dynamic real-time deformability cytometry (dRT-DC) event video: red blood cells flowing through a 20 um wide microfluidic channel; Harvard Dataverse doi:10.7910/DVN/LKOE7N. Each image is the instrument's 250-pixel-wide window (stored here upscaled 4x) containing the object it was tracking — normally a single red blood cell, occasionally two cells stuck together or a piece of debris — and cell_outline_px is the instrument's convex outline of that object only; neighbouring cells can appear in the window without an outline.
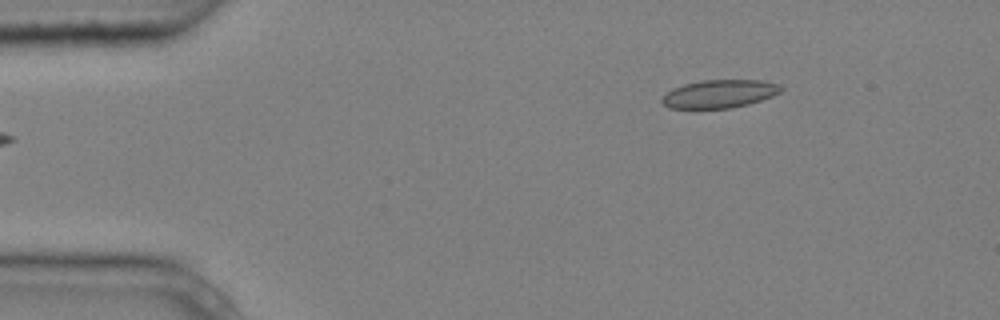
{"species": "common noctule bat (a hibernating species)", "species_latin": "Nyctalus noctula", "temperature_condition": "cold", "stored_images_in_passage": 4, "camera_frame_rate_fps": 3000, "um_per_image_px": 0.085, "animal": {"sex": "male", "body_mass_g": 20.4}, "frame": {"image": 1, "passage_image": 4, "time_ms": 1.0, "image_size_px": [1000, 320], "cell_outline_px": [[784, 88], [780, 92], [772, 96], [748, 104], [732, 108], [668, 108], [660, 100], [672, 88], [684, 84], [700, 80], [764, 80], [780, 84]], "centroid_in_image_um": [61.18, 7.96], "position_along_channel_um": 23.8, "area_um2": 19.54}}